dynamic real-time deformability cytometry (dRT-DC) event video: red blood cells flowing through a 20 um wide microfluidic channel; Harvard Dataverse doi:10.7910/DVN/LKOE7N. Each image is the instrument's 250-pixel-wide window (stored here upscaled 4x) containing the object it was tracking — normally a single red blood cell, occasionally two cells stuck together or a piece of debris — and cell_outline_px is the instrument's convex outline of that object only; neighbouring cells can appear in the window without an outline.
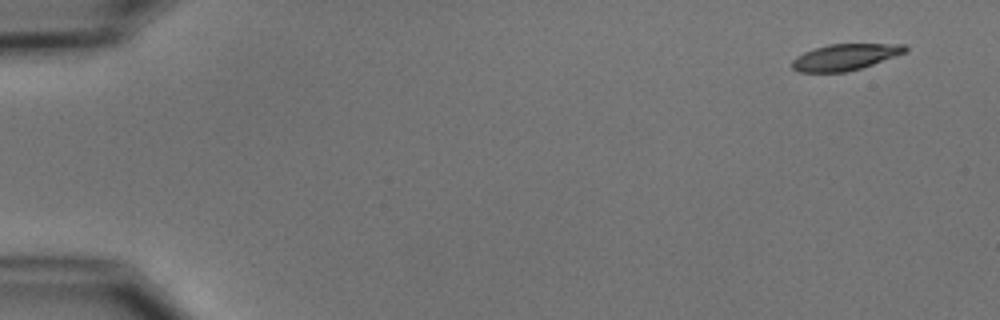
{"species": "common noctule bat (a hibernating species)", "species_latin": "Nyctalus noctula", "temperature_condition": "cold", "stored_images_in_passage": 5, "camera_frame_rate_fps": 3000, "um_per_image_px": 0.085, "animal": {"sex": "male", "body_mass_g": 15.6}, "frame": {"image": 1, "passage_image": 1, "time_ms": 0.0, "image_size_px": [1000, 320], "cell_outline_px": [[908, 48], [904, 52], [872, 64], [860, 68], [844, 72], [800, 72], [792, 68], [792, 60], [796, 56], [804, 52], [828, 44], [904, 44]], "centroid_in_image_um": [71.78, 4.85], "position_along_channel_um": 13.2, "area_um2": 16.99}}
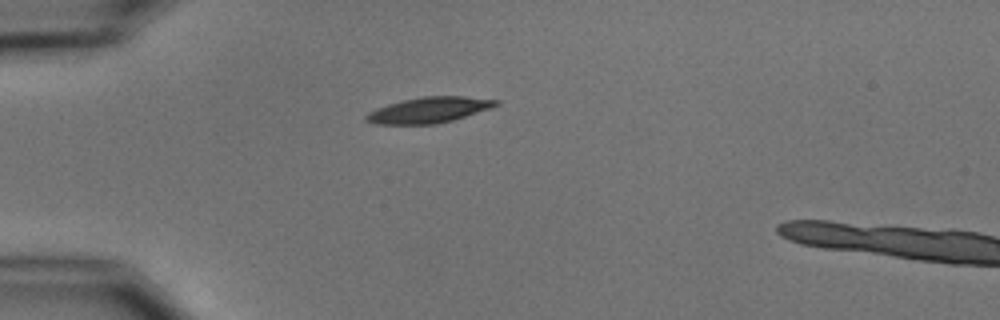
{"frame": {"image": 2, "passage_image": 4, "time_ms": 4.0, "image_size_px": [1000, 320], "cell_outline_px": [[500, 104], [492, 108], [452, 120], [436, 124], [376, 124], [364, 120], [364, 116], [368, 112], [376, 108], [388, 104], [404, 100], [424, 96], [464, 96], [500, 100]], "centroid_in_image_um": [36.47, 9.35], "position_along_channel_um": 48.5, "area_um2": 19.48}}